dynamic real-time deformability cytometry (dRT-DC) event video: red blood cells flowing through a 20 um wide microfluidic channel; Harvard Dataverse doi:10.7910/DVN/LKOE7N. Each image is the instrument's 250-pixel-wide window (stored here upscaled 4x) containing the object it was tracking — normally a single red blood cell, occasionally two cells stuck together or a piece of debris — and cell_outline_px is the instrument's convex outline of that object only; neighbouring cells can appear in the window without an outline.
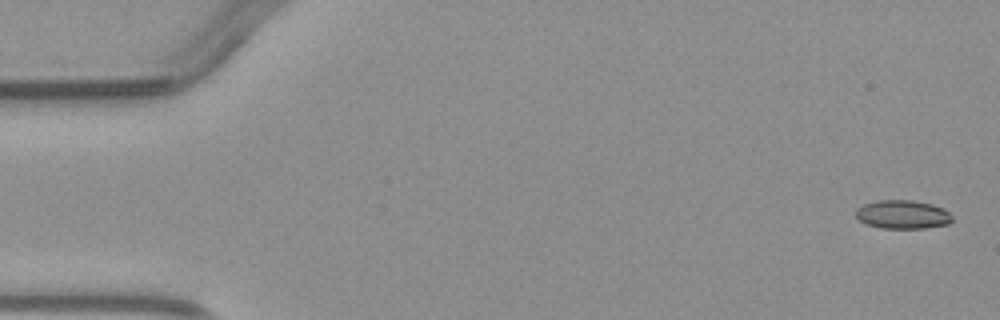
{"species": "common noctule bat (a hibernating species)", "species_latin": "Nyctalus noctula", "temperature_condition": "warm", "stored_images_in_passage": 6, "camera_frame_rate_fps": 3000, "um_per_image_px": 0.085, "animal": {"sex": "male", "body_mass_g": 23.1, "forearm_length_mm": 52.7}, "frame": {"image": 1, "passage_image": 1, "time_ms": 0.0, "image_size_px": [1000, 320], "cell_outline_px": [[952, 220], [948, 224], [924, 228], [880, 228], [868, 224], [860, 220], [856, 216], [856, 208], [864, 204], [876, 200], [912, 200], [932, 204], [944, 208], [952, 216]], "centroid_in_image_um": [76.73, 18.22], "position_along_channel_um": 8.3, "area_um2": 16.07}}
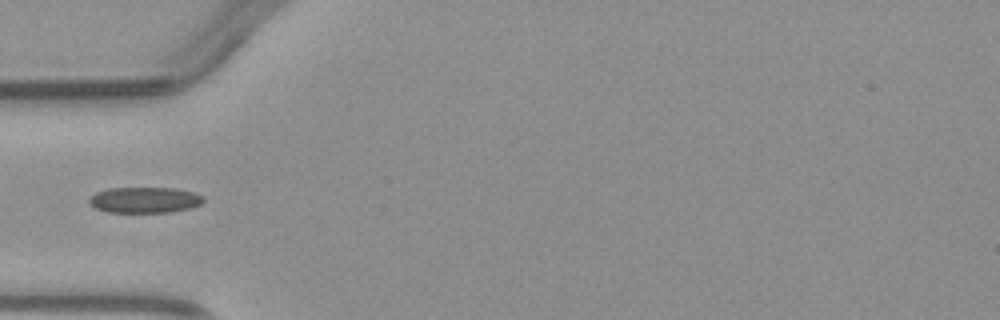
{"frame": {"image": 2, "passage_image": 5, "time_ms": 4.667, "image_size_px": [1000, 320], "cell_outline_px": [[204, 200], [200, 204], [192, 208], [168, 212], [108, 212], [96, 208], [88, 204], [88, 200], [96, 192], [108, 188], [176, 188], [192, 192], [204, 196]], "centroid_in_image_um": [12.29, 16.99], "position_along_channel_um": 72.7, "area_um2": 17.22}}
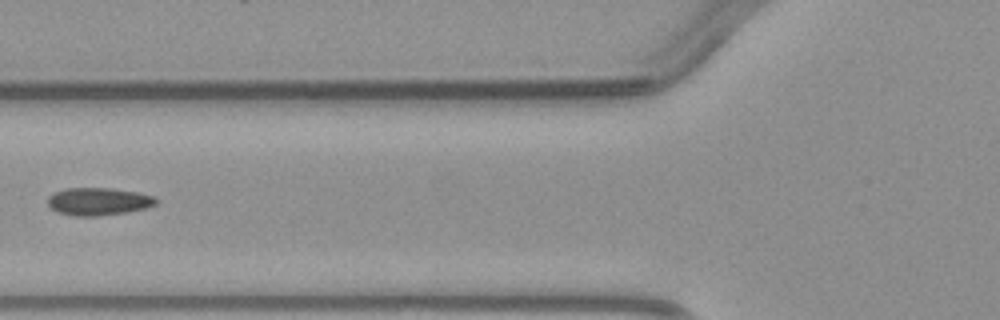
{"frame": {"image": 3, "passage_image": 6, "time_ms": 5.667, "image_size_px": [1000, 320], "cell_outline_px": [[156, 204], [144, 208], [128, 212], [96, 216], [76, 216], [60, 212], [52, 208], [48, 204], [48, 196], [52, 192], [64, 188], [112, 188], [136, 192], [156, 196]], "centroid_in_image_um": [8.35, 17.11], "position_along_channel_um": 117.4, "area_um2": 17.4}}